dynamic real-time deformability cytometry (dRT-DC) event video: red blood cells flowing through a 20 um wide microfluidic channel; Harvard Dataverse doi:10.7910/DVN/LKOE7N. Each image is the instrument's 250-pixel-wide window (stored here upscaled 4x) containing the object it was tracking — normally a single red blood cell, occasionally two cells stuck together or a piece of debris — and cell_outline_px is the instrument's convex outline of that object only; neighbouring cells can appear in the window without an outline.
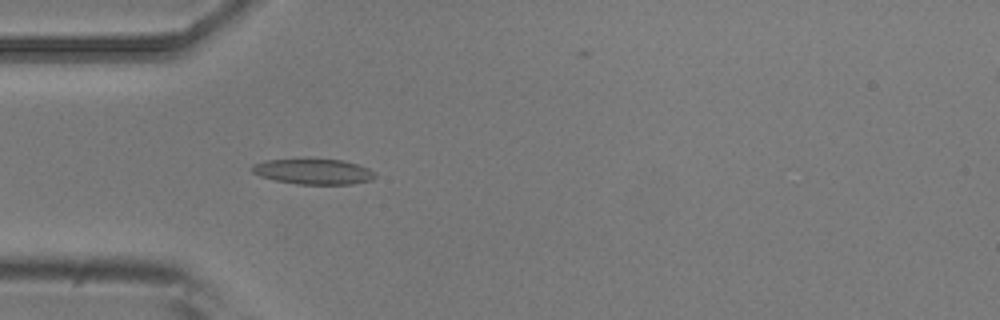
{"species": "common noctule bat (a hibernating species)", "species_latin": "Nyctalus noctula", "temperature_condition": "room temperature", "stored_images_in_passage": 2, "camera_frame_rate_fps": 3000, "um_per_image_px": 0.085, "animal": {"sex": "male", "body_mass_g": 20.5, "forearm_length_mm": 52.5}, "frame": {"image": 1, "passage_image": 1, "time_ms": 0.0, "image_size_px": [1000, 320], "cell_outline_px": [[376, 176], [372, 180], [352, 184], [296, 184], [276, 180], [260, 176], [252, 172], [252, 164], [264, 160], [344, 160], [368, 168], [376, 172]], "centroid_in_image_um": [26.66, 14.59], "position_along_channel_um": 58.3, "area_um2": 18.03}}